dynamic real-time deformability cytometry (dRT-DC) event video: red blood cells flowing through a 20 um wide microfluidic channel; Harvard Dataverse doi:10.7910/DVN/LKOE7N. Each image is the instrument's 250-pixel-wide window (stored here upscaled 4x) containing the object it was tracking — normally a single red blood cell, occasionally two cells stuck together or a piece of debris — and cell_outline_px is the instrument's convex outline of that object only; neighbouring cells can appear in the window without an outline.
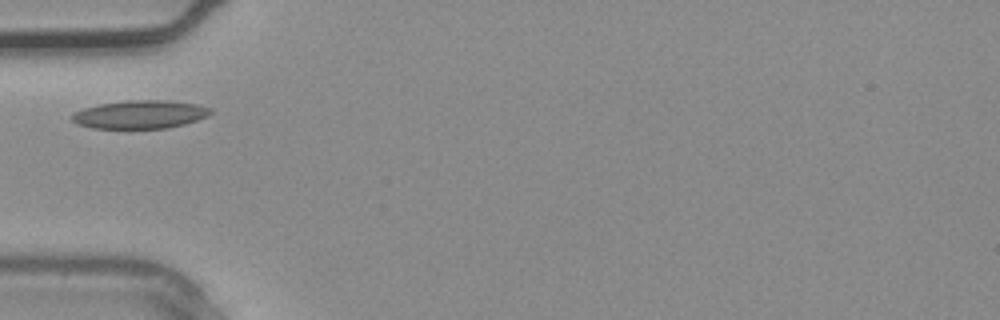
{"species": "common noctule bat (a hibernating species)", "species_latin": "Nyctalus noctula", "temperature_condition": "warm", "stored_images_in_passage": 1, "camera_frame_rate_fps": 3000, "um_per_image_px": 0.085, "animal": {"sex": "male", "body_mass_g": 20.4}, "frame": {"image": 1, "passage_image": 1, "time_ms": 0.0, "image_size_px": [1000, 320], "cell_outline_px": [[212, 112], [208, 116], [184, 124], [168, 128], [92, 128], [76, 124], [68, 116], [72, 112], [84, 108], [100, 104], [128, 100], [168, 100], [196, 104], [212, 108]], "centroid_in_image_um": [11.87, 9.72], "position_along_channel_um": 73.1, "area_um2": 22.95}}